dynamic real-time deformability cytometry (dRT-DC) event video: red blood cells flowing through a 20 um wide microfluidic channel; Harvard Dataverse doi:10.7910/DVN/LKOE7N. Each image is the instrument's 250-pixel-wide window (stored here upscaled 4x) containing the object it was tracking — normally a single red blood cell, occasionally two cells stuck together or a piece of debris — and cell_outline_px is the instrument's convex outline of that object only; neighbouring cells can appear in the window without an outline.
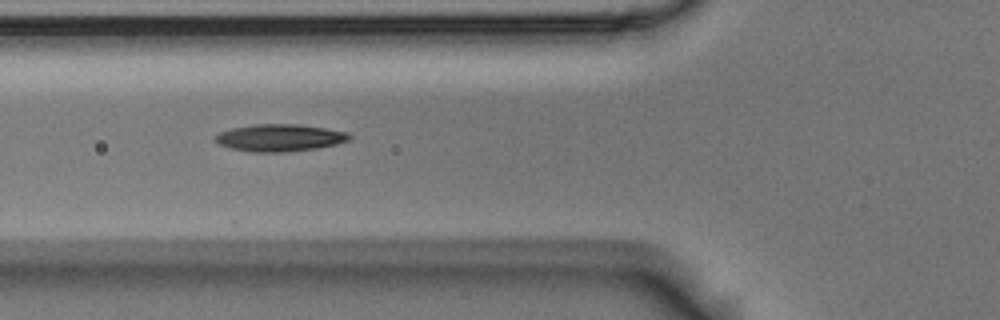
{"species": "Egyptian fruit bat (a non-hibernating species)", "species_latin": "Rousettus aegyptiacus", "temperature_condition": "room temperature", "stored_images_in_passage": 7, "camera_frame_rate_fps": 3000, "um_per_image_px": 0.085, "animal": {"sex": "male"}, "frame": {"image": 1, "passage_image": 6, "time_ms": 1.667, "image_size_px": [1000, 320], "cell_outline_px": [[352, 140], [336, 144], [316, 148], [284, 152], [252, 152], [232, 148], [220, 144], [216, 140], [216, 136], [220, 132], [232, 128], [256, 124], [296, 124], [324, 128], [348, 132], [352, 136]], "centroid_in_image_um": [23.83, 11.71], "position_along_channel_um": 102.0, "area_um2": 21.04}}
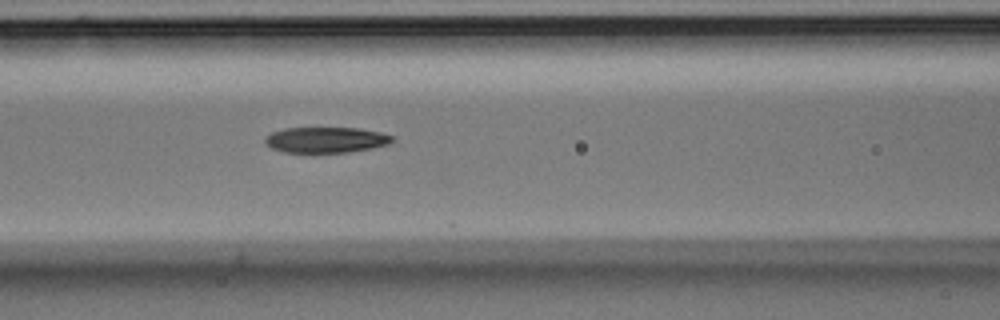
{"frame": {"image": 2, "passage_image": 7, "time_ms": 2.0, "image_size_px": [1000, 320], "cell_outline_px": [[396, 140], [388, 144], [372, 148], [348, 152], [284, 152], [272, 148], [264, 144], [264, 140], [272, 132], [284, 128], [360, 128], [380, 132], [392, 136]], "centroid_in_image_um": [27.72, 11.88], "position_along_channel_um": 138.9, "area_um2": 19.02}}